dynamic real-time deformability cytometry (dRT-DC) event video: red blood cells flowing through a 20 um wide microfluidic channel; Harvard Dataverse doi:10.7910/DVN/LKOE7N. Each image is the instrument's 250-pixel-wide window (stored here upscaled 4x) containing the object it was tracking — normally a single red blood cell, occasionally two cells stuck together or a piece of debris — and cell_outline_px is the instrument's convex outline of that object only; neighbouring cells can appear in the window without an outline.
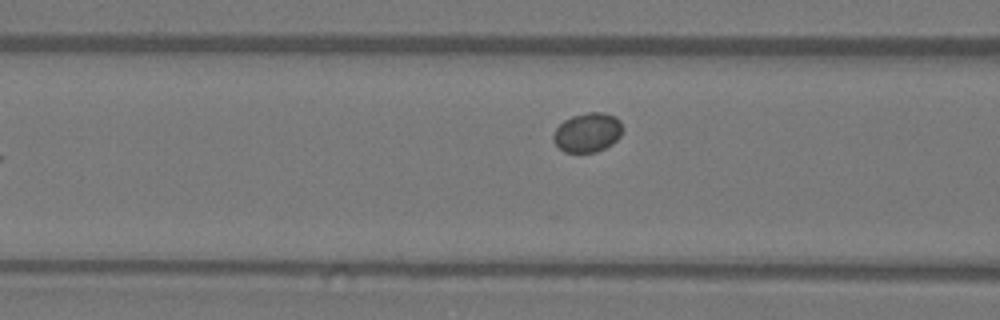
{"species": "Egyptian fruit bat (a non-hibernating species)", "species_latin": "Rousettus aegyptiacus", "temperature_condition": "warm", "stored_images_in_passage": 5, "camera_frame_rate_fps": 3000, "um_per_image_px": 0.085, "animal": {"sex": "female"}, "frame": {"image": 1, "passage_image": 5, "time_ms": 4.667, "image_size_px": [1000, 320], "cell_outline_px": [[620, 136], [612, 144], [596, 152], [564, 152], [552, 140], [552, 136], [556, 128], [564, 120], [572, 116], [588, 112], [604, 112], [616, 116], [620, 120]], "centroid_in_image_um": [49.92, 11.25], "position_along_channel_um": 116.7, "area_um2": 15.78}}